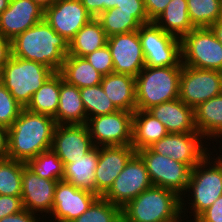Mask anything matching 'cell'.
I'll return each instance as SVG.
<instances>
[{
  "instance_id": "8",
  "label": "cell",
  "mask_w": 222,
  "mask_h": 222,
  "mask_svg": "<svg viewBox=\"0 0 222 222\" xmlns=\"http://www.w3.org/2000/svg\"><path fill=\"white\" fill-rule=\"evenodd\" d=\"M182 64L222 71V45L209 27L194 28L181 39Z\"/></svg>"
},
{
  "instance_id": "48",
  "label": "cell",
  "mask_w": 222,
  "mask_h": 222,
  "mask_svg": "<svg viewBox=\"0 0 222 222\" xmlns=\"http://www.w3.org/2000/svg\"><path fill=\"white\" fill-rule=\"evenodd\" d=\"M36 2L40 7H42L44 10L51 6L56 0H33Z\"/></svg>"
},
{
  "instance_id": "9",
  "label": "cell",
  "mask_w": 222,
  "mask_h": 222,
  "mask_svg": "<svg viewBox=\"0 0 222 222\" xmlns=\"http://www.w3.org/2000/svg\"><path fill=\"white\" fill-rule=\"evenodd\" d=\"M137 154L145 162L153 186L169 189L186 198L191 168L184 163L175 161L168 156L144 148L137 151Z\"/></svg>"
},
{
  "instance_id": "21",
  "label": "cell",
  "mask_w": 222,
  "mask_h": 222,
  "mask_svg": "<svg viewBox=\"0 0 222 222\" xmlns=\"http://www.w3.org/2000/svg\"><path fill=\"white\" fill-rule=\"evenodd\" d=\"M147 111L163 123L168 133H198L194 109L179 98L153 106Z\"/></svg>"
},
{
  "instance_id": "17",
  "label": "cell",
  "mask_w": 222,
  "mask_h": 222,
  "mask_svg": "<svg viewBox=\"0 0 222 222\" xmlns=\"http://www.w3.org/2000/svg\"><path fill=\"white\" fill-rule=\"evenodd\" d=\"M86 124L57 125L51 149L65 166L74 162L94 148Z\"/></svg>"
},
{
  "instance_id": "16",
  "label": "cell",
  "mask_w": 222,
  "mask_h": 222,
  "mask_svg": "<svg viewBox=\"0 0 222 222\" xmlns=\"http://www.w3.org/2000/svg\"><path fill=\"white\" fill-rule=\"evenodd\" d=\"M137 153L132 145L98 147V163L95 168V194L103 196L123 171L128 161Z\"/></svg>"
},
{
  "instance_id": "30",
  "label": "cell",
  "mask_w": 222,
  "mask_h": 222,
  "mask_svg": "<svg viewBox=\"0 0 222 222\" xmlns=\"http://www.w3.org/2000/svg\"><path fill=\"white\" fill-rule=\"evenodd\" d=\"M60 73L55 72L33 94L26 109L39 114L53 117L56 121V112L59 105Z\"/></svg>"
},
{
  "instance_id": "41",
  "label": "cell",
  "mask_w": 222,
  "mask_h": 222,
  "mask_svg": "<svg viewBox=\"0 0 222 222\" xmlns=\"http://www.w3.org/2000/svg\"><path fill=\"white\" fill-rule=\"evenodd\" d=\"M93 18H97L102 12L115 8L121 0H80Z\"/></svg>"
},
{
  "instance_id": "10",
  "label": "cell",
  "mask_w": 222,
  "mask_h": 222,
  "mask_svg": "<svg viewBox=\"0 0 222 222\" xmlns=\"http://www.w3.org/2000/svg\"><path fill=\"white\" fill-rule=\"evenodd\" d=\"M222 94V71L182 66L179 99L191 108Z\"/></svg>"
},
{
  "instance_id": "26",
  "label": "cell",
  "mask_w": 222,
  "mask_h": 222,
  "mask_svg": "<svg viewBox=\"0 0 222 222\" xmlns=\"http://www.w3.org/2000/svg\"><path fill=\"white\" fill-rule=\"evenodd\" d=\"M98 163V147L80 157L78 160L64 166V181L75 187L95 193L94 172Z\"/></svg>"
},
{
  "instance_id": "25",
  "label": "cell",
  "mask_w": 222,
  "mask_h": 222,
  "mask_svg": "<svg viewBox=\"0 0 222 222\" xmlns=\"http://www.w3.org/2000/svg\"><path fill=\"white\" fill-rule=\"evenodd\" d=\"M195 127L204 139L222 137V94L194 108ZM209 137V138H208Z\"/></svg>"
},
{
  "instance_id": "44",
  "label": "cell",
  "mask_w": 222,
  "mask_h": 222,
  "mask_svg": "<svg viewBox=\"0 0 222 222\" xmlns=\"http://www.w3.org/2000/svg\"><path fill=\"white\" fill-rule=\"evenodd\" d=\"M36 215L38 216L39 214L23 209L22 211L16 214L3 217L2 219H0V222H39L41 221L40 220L41 218L40 217L38 218ZM42 222L44 221L42 220Z\"/></svg>"
},
{
  "instance_id": "27",
  "label": "cell",
  "mask_w": 222,
  "mask_h": 222,
  "mask_svg": "<svg viewBox=\"0 0 222 222\" xmlns=\"http://www.w3.org/2000/svg\"><path fill=\"white\" fill-rule=\"evenodd\" d=\"M59 73L67 83L81 89L101 84L103 75L85 57L66 55Z\"/></svg>"
},
{
  "instance_id": "22",
  "label": "cell",
  "mask_w": 222,
  "mask_h": 222,
  "mask_svg": "<svg viewBox=\"0 0 222 222\" xmlns=\"http://www.w3.org/2000/svg\"><path fill=\"white\" fill-rule=\"evenodd\" d=\"M101 86L107 97L119 110L136 111L135 77L111 73L102 77Z\"/></svg>"
},
{
  "instance_id": "3",
  "label": "cell",
  "mask_w": 222,
  "mask_h": 222,
  "mask_svg": "<svg viewBox=\"0 0 222 222\" xmlns=\"http://www.w3.org/2000/svg\"><path fill=\"white\" fill-rule=\"evenodd\" d=\"M181 197L152 186L122 208V222H181Z\"/></svg>"
},
{
  "instance_id": "23",
  "label": "cell",
  "mask_w": 222,
  "mask_h": 222,
  "mask_svg": "<svg viewBox=\"0 0 222 222\" xmlns=\"http://www.w3.org/2000/svg\"><path fill=\"white\" fill-rule=\"evenodd\" d=\"M87 116L80 96V90L75 85L67 83L60 74L59 105L56 112V124H86Z\"/></svg>"
},
{
  "instance_id": "13",
  "label": "cell",
  "mask_w": 222,
  "mask_h": 222,
  "mask_svg": "<svg viewBox=\"0 0 222 222\" xmlns=\"http://www.w3.org/2000/svg\"><path fill=\"white\" fill-rule=\"evenodd\" d=\"M199 133H168L148 148L163 156L187 164L191 169L199 164L208 154V148ZM202 139V140H201Z\"/></svg>"
},
{
  "instance_id": "15",
  "label": "cell",
  "mask_w": 222,
  "mask_h": 222,
  "mask_svg": "<svg viewBox=\"0 0 222 222\" xmlns=\"http://www.w3.org/2000/svg\"><path fill=\"white\" fill-rule=\"evenodd\" d=\"M44 19L69 43L93 17L80 0H56L44 10Z\"/></svg>"
},
{
  "instance_id": "39",
  "label": "cell",
  "mask_w": 222,
  "mask_h": 222,
  "mask_svg": "<svg viewBox=\"0 0 222 222\" xmlns=\"http://www.w3.org/2000/svg\"><path fill=\"white\" fill-rule=\"evenodd\" d=\"M116 8L120 12H134V17L142 25L151 23L145 11L143 0H121L120 4L116 5Z\"/></svg>"
},
{
  "instance_id": "29",
  "label": "cell",
  "mask_w": 222,
  "mask_h": 222,
  "mask_svg": "<svg viewBox=\"0 0 222 222\" xmlns=\"http://www.w3.org/2000/svg\"><path fill=\"white\" fill-rule=\"evenodd\" d=\"M154 23L180 39L195 28L189 19L187 0H171Z\"/></svg>"
},
{
  "instance_id": "12",
  "label": "cell",
  "mask_w": 222,
  "mask_h": 222,
  "mask_svg": "<svg viewBox=\"0 0 222 222\" xmlns=\"http://www.w3.org/2000/svg\"><path fill=\"white\" fill-rule=\"evenodd\" d=\"M152 186L145 162L136 153L102 197L122 209Z\"/></svg>"
},
{
  "instance_id": "31",
  "label": "cell",
  "mask_w": 222,
  "mask_h": 222,
  "mask_svg": "<svg viewBox=\"0 0 222 222\" xmlns=\"http://www.w3.org/2000/svg\"><path fill=\"white\" fill-rule=\"evenodd\" d=\"M107 37L138 30L142 24L134 17V12H120L118 8H110L97 18Z\"/></svg>"
},
{
  "instance_id": "36",
  "label": "cell",
  "mask_w": 222,
  "mask_h": 222,
  "mask_svg": "<svg viewBox=\"0 0 222 222\" xmlns=\"http://www.w3.org/2000/svg\"><path fill=\"white\" fill-rule=\"evenodd\" d=\"M72 222H122V209L100 196Z\"/></svg>"
},
{
  "instance_id": "11",
  "label": "cell",
  "mask_w": 222,
  "mask_h": 222,
  "mask_svg": "<svg viewBox=\"0 0 222 222\" xmlns=\"http://www.w3.org/2000/svg\"><path fill=\"white\" fill-rule=\"evenodd\" d=\"M96 147L131 145L133 113L118 110L111 114L91 117L86 123Z\"/></svg>"
},
{
  "instance_id": "6",
  "label": "cell",
  "mask_w": 222,
  "mask_h": 222,
  "mask_svg": "<svg viewBox=\"0 0 222 222\" xmlns=\"http://www.w3.org/2000/svg\"><path fill=\"white\" fill-rule=\"evenodd\" d=\"M55 72L38 62L11 56L0 74V82L10 91L14 99L26 108L33 94Z\"/></svg>"
},
{
  "instance_id": "46",
  "label": "cell",
  "mask_w": 222,
  "mask_h": 222,
  "mask_svg": "<svg viewBox=\"0 0 222 222\" xmlns=\"http://www.w3.org/2000/svg\"><path fill=\"white\" fill-rule=\"evenodd\" d=\"M8 155V128L0 126V159Z\"/></svg>"
},
{
  "instance_id": "45",
  "label": "cell",
  "mask_w": 222,
  "mask_h": 222,
  "mask_svg": "<svg viewBox=\"0 0 222 222\" xmlns=\"http://www.w3.org/2000/svg\"><path fill=\"white\" fill-rule=\"evenodd\" d=\"M12 56V41L0 33V72Z\"/></svg>"
},
{
  "instance_id": "35",
  "label": "cell",
  "mask_w": 222,
  "mask_h": 222,
  "mask_svg": "<svg viewBox=\"0 0 222 222\" xmlns=\"http://www.w3.org/2000/svg\"><path fill=\"white\" fill-rule=\"evenodd\" d=\"M25 164L40 177L56 181L63 179L64 165L52 149L40 153Z\"/></svg>"
},
{
  "instance_id": "4",
  "label": "cell",
  "mask_w": 222,
  "mask_h": 222,
  "mask_svg": "<svg viewBox=\"0 0 222 222\" xmlns=\"http://www.w3.org/2000/svg\"><path fill=\"white\" fill-rule=\"evenodd\" d=\"M210 155L213 154L209 153L199 164L191 169L187 190L185 191V194H187V192L191 193V197L188 196V198H186H192L190 199L191 203L184 200L183 196L181 197L183 219L186 214L184 212L187 209V207L183 208L186 204L184 203L185 201L191 205L187 209H191L189 213L194 214L190 215V217L193 216L194 219L189 220V222H194L222 195V159L219 156L217 157L218 159H214V157Z\"/></svg>"
},
{
  "instance_id": "47",
  "label": "cell",
  "mask_w": 222,
  "mask_h": 222,
  "mask_svg": "<svg viewBox=\"0 0 222 222\" xmlns=\"http://www.w3.org/2000/svg\"><path fill=\"white\" fill-rule=\"evenodd\" d=\"M209 28L211 29L215 37L222 45V19H219L216 22H214Z\"/></svg>"
},
{
  "instance_id": "49",
  "label": "cell",
  "mask_w": 222,
  "mask_h": 222,
  "mask_svg": "<svg viewBox=\"0 0 222 222\" xmlns=\"http://www.w3.org/2000/svg\"><path fill=\"white\" fill-rule=\"evenodd\" d=\"M10 0H0V15L8 7Z\"/></svg>"
},
{
  "instance_id": "32",
  "label": "cell",
  "mask_w": 222,
  "mask_h": 222,
  "mask_svg": "<svg viewBox=\"0 0 222 222\" xmlns=\"http://www.w3.org/2000/svg\"><path fill=\"white\" fill-rule=\"evenodd\" d=\"M188 15L195 28L210 27L222 19L221 0H187Z\"/></svg>"
},
{
  "instance_id": "7",
  "label": "cell",
  "mask_w": 222,
  "mask_h": 222,
  "mask_svg": "<svg viewBox=\"0 0 222 222\" xmlns=\"http://www.w3.org/2000/svg\"><path fill=\"white\" fill-rule=\"evenodd\" d=\"M138 34L147 67L183 66L181 39L166 33L154 22L144 24Z\"/></svg>"
},
{
  "instance_id": "42",
  "label": "cell",
  "mask_w": 222,
  "mask_h": 222,
  "mask_svg": "<svg viewBox=\"0 0 222 222\" xmlns=\"http://www.w3.org/2000/svg\"><path fill=\"white\" fill-rule=\"evenodd\" d=\"M194 222H222V195Z\"/></svg>"
},
{
  "instance_id": "28",
  "label": "cell",
  "mask_w": 222,
  "mask_h": 222,
  "mask_svg": "<svg viewBox=\"0 0 222 222\" xmlns=\"http://www.w3.org/2000/svg\"><path fill=\"white\" fill-rule=\"evenodd\" d=\"M107 38L101 23L96 18H93L69 41L68 54L85 57L104 47L107 44Z\"/></svg>"
},
{
  "instance_id": "24",
  "label": "cell",
  "mask_w": 222,
  "mask_h": 222,
  "mask_svg": "<svg viewBox=\"0 0 222 222\" xmlns=\"http://www.w3.org/2000/svg\"><path fill=\"white\" fill-rule=\"evenodd\" d=\"M168 134L161 121L147 110L133 113L132 147L138 151L148 148Z\"/></svg>"
},
{
  "instance_id": "19",
  "label": "cell",
  "mask_w": 222,
  "mask_h": 222,
  "mask_svg": "<svg viewBox=\"0 0 222 222\" xmlns=\"http://www.w3.org/2000/svg\"><path fill=\"white\" fill-rule=\"evenodd\" d=\"M44 19V9L33 0H10L0 15V33L13 40Z\"/></svg>"
},
{
  "instance_id": "14",
  "label": "cell",
  "mask_w": 222,
  "mask_h": 222,
  "mask_svg": "<svg viewBox=\"0 0 222 222\" xmlns=\"http://www.w3.org/2000/svg\"><path fill=\"white\" fill-rule=\"evenodd\" d=\"M111 51L113 73L136 77L145 67V58L138 30L116 34L107 38Z\"/></svg>"
},
{
  "instance_id": "33",
  "label": "cell",
  "mask_w": 222,
  "mask_h": 222,
  "mask_svg": "<svg viewBox=\"0 0 222 222\" xmlns=\"http://www.w3.org/2000/svg\"><path fill=\"white\" fill-rule=\"evenodd\" d=\"M79 90L87 120L91 117L111 114L119 110L107 97L101 84L83 87Z\"/></svg>"
},
{
  "instance_id": "18",
  "label": "cell",
  "mask_w": 222,
  "mask_h": 222,
  "mask_svg": "<svg viewBox=\"0 0 222 222\" xmlns=\"http://www.w3.org/2000/svg\"><path fill=\"white\" fill-rule=\"evenodd\" d=\"M99 196L60 180L56 184L53 210L49 214L55 222H72L81 216Z\"/></svg>"
},
{
  "instance_id": "43",
  "label": "cell",
  "mask_w": 222,
  "mask_h": 222,
  "mask_svg": "<svg viewBox=\"0 0 222 222\" xmlns=\"http://www.w3.org/2000/svg\"><path fill=\"white\" fill-rule=\"evenodd\" d=\"M148 19L154 22L171 0H143Z\"/></svg>"
},
{
  "instance_id": "5",
  "label": "cell",
  "mask_w": 222,
  "mask_h": 222,
  "mask_svg": "<svg viewBox=\"0 0 222 222\" xmlns=\"http://www.w3.org/2000/svg\"><path fill=\"white\" fill-rule=\"evenodd\" d=\"M182 66L147 67L135 77L136 110L179 98Z\"/></svg>"
},
{
  "instance_id": "34",
  "label": "cell",
  "mask_w": 222,
  "mask_h": 222,
  "mask_svg": "<svg viewBox=\"0 0 222 222\" xmlns=\"http://www.w3.org/2000/svg\"><path fill=\"white\" fill-rule=\"evenodd\" d=\"M25 162L0 159V195L21 196Z\"/></svg>"
},
{
  "instance_id": "20",
  "label": "cell",
  "mask_w": 222,
  "mask_h": 222,
  "mask_svg": "<svg viewBox=\"0 0 222 222\" xmlns=\"http://www.w3.org/2000/svg\"><path fill=\"white\" fill-rule=\"evenodd\" d=\"M58 181L38 176L26 164L22 174L21 198L24 209L49 214L53 210L55 187Z\"/></svg>"
},
{
  "instance_id": "40",
  "label": "cell",
  "mask_w": 222,
  "mask_h": 222,
  "mask_svg": "<svg viewBox=\"0 0 222 222\" xmlns=\"http://www.w3.org/2000/svg\"><path fill=\"white\" fill-rule=\"evenodd\" d=\"M24 209L21 196L0 195V219Z\"/></svg>"
},
{
  "instance_id": "2",
  "label": "cell",
  "mask_w": 222,
  "mask_h": 222,
  "mask_svg": "<svg viewBox=\"0 0 222 222\" xmlns=\"http://www.w3.org/2000/svg\"><path fill=\"white\" fill-rule=\"evenodd\" d=\"M12 41V56L41 63L59 72L68 55V41L45 19L17 35Z\"/></svg>"
},
{
  "instance_id": "1",
  "label": "cell",
  "mask_w": 222,
  "mask_h": 222,
  "mask_svg": "<svg viewBox=\"0 0 222 222\" xmlns=\"http://www.w3.org/2000/svg\"><path fill=\"white\" fill-rule=\"evenodd\" d=\"M56 126L53 117L23 108L8 128L7 158L26 163L51 149Z\"/></svg>"
},
{
  "instance_id": "38",
  "label": "cell",
  "mask_w": 222,
  "mask_h": 222,
  "mask_svg": "<svg viewBox=\"0 0 222 222\" xmlns=\"http://www.w3.org/2000/svg\"><path fill=\"white\" fill-rule=\"evenodd\" d=\"M85 58L103 76L113 73L111 51L107 44L101 49L86 55Z\"/></svg>"
},
{
  "instance_id": "37",
  "label": "cell",
  "mask_w": 222,
  "mask_h": 222,
  "mask_svg": "<svg viewBox=\"0 0 222 222\" xmlns=\"http://www.w3.org/2000/svg\"><path fill=\"white\" fill-rule=\"evenodd\" d=\"M22 109L10 91L0 82V126L9 128Z\"/></svg>"
}]
</instances>
